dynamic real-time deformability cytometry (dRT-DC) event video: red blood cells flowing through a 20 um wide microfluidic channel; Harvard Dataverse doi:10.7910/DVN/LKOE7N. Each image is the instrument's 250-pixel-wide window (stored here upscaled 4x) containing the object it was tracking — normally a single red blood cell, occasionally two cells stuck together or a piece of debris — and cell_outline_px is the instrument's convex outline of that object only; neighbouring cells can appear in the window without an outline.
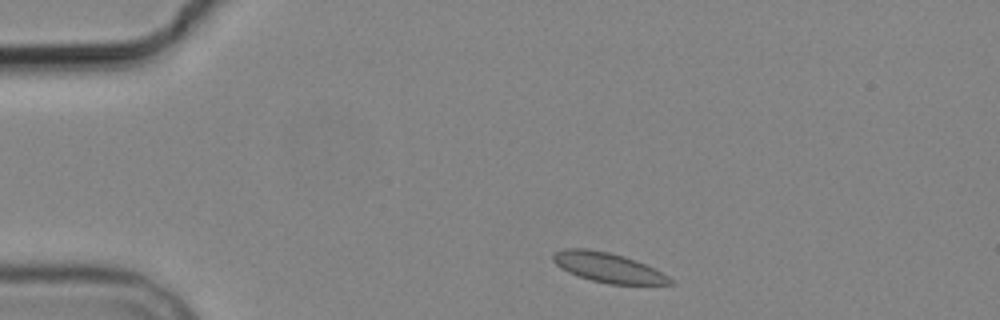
{"species": "common noctule bat (a hibernating species)", "species_latin": "Nyctalus noctula", "temperature_condition": "cold", "stored_images_in_passage": 3, "camera_frame_rate_fps": 3000, "um_per_image_px": 0.085, "animal": {"sex": "male", "body_mass_g": 19.2, "forearm_length_mm": 51.8}, "frame": {"image": 1, "passage_image": 1, "time_ms": 0.0, "image_size_px": [1000, 320], "cell_outline_px": [[676, 284], [608, 284], [592, 280], [568, 272], [560, 268], [552, 260], [552, 252], [564, 248], [588, 248], [608, 252], [624, 256], [636, 260], [676, 280]], "centroid_in_image_um": [51.66, 22.73], "position_along_channel_um": 33.3, "area_um2": 20.29}}
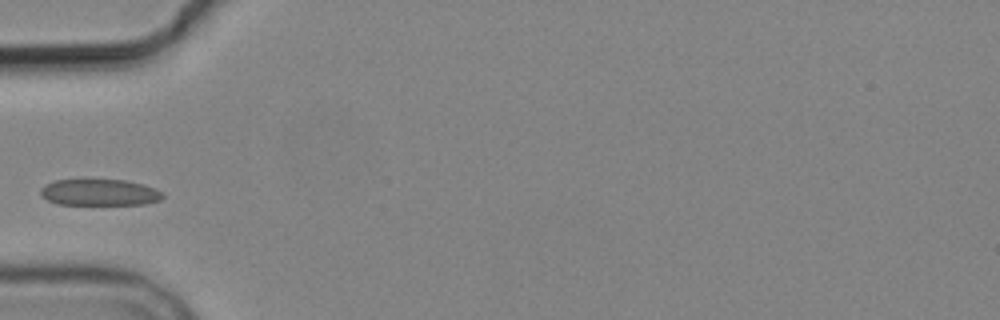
{"frame": {"image": 2, "passage_image": 3, "time_ms": 2.667, "image_size_px": [1000, 320], "cell_outline_px": [[164, 196], [160, 200], [144, 204], [60, 204], [48, 200], [40, 196], [40, 188], [44, 184], [52, 180], [124, 180], [144, 184], [160, 192]], "centroid_in_image_um": [8.4, 16.35], "position_along_channel_um": 76.6, "area_um2": 18.67}}